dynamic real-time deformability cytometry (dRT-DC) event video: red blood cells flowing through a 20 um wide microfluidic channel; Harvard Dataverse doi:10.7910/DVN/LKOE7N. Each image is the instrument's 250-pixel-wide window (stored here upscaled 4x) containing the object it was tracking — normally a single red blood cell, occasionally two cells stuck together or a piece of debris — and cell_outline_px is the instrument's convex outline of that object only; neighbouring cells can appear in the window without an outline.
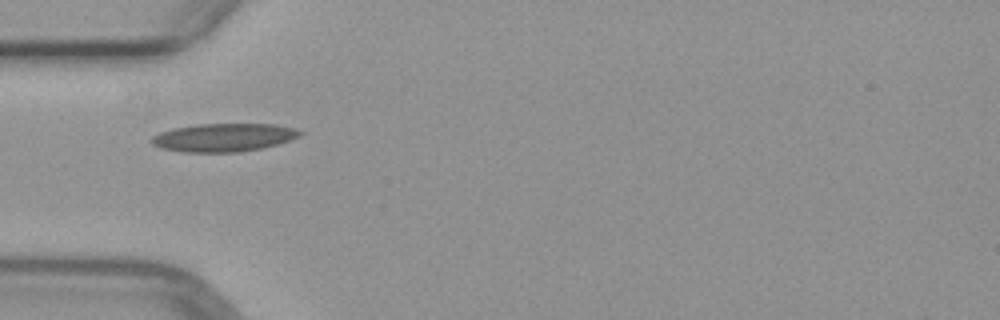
{"species": "common noctule bat (a hibernating species)", "species_latin": "Nyctalus noctula", "temperature_condition": "warm", "stored_images_in_passage": 1, "camera_frame_rate_fps": 3000, "um_per_image_px": 0.085, "animal": {"sex": "female", "body_mass_g": 29.2, "forearm_length_mm": 56.3}, "frame": {"image": 1, "passage_image": 1, "time_ms": 0.0, "image_size_px": [1000, 320], "cell_outline_px": [[304, 132], [300, 136], [264, 148], [236, 152], [184, 152], [160, 148], [152, 144], [148, 140], [152, 136], [160, 132], [172, 128], [196, 124], [276, 124], [296, 128]], "centroid_in_image_um": [18.99, 11.68], "position_along_channel_um": 66.0, "area_um2": 24.57}}